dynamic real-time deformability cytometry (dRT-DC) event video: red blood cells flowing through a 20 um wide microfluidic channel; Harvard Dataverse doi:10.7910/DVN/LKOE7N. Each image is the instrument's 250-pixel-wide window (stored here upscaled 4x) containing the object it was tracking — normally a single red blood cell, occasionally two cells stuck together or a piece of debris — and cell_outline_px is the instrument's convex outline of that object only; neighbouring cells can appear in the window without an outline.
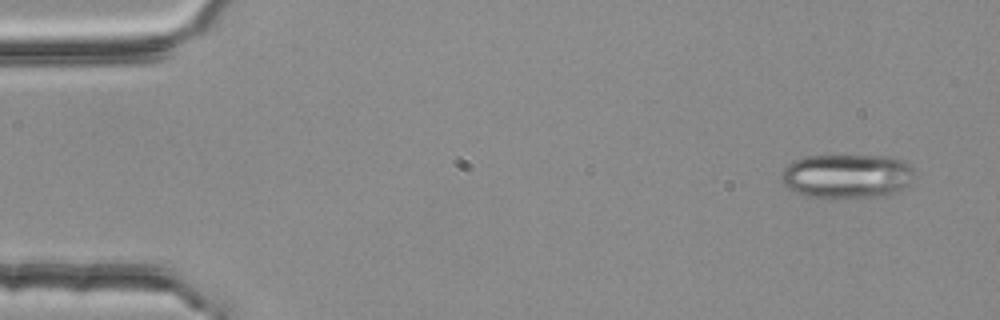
{"species": "common noctule bat (a hibernating species)", "species_latin": "Nyctalus noctula", "temperature_condition": "room temperature", "stored_images_in_passage": 4, "camera_frame_rate_fps": 3000, "um_per_image_px": 0.085, "animal": {"sex": "female", "body_mass_g": 25.1}, "frame": {"image": 1, "passage_image": 1, "time_ms": 0.0, "image_size_px": [1000, 320], "cell_outline_px": [[912, 180], [908, 184], [896, 192], [884, 196], [832, 200], [800, 196], [788, 188], [780, 180], [780, 176], [784, 168], [792, 160], [804, 156], [892, 156], [908, 164], [912, 168]], "centroid_in_image_um": [71.91, 15.01], "position_along_channel_um": 13.1, "area_um2": 35.2}}